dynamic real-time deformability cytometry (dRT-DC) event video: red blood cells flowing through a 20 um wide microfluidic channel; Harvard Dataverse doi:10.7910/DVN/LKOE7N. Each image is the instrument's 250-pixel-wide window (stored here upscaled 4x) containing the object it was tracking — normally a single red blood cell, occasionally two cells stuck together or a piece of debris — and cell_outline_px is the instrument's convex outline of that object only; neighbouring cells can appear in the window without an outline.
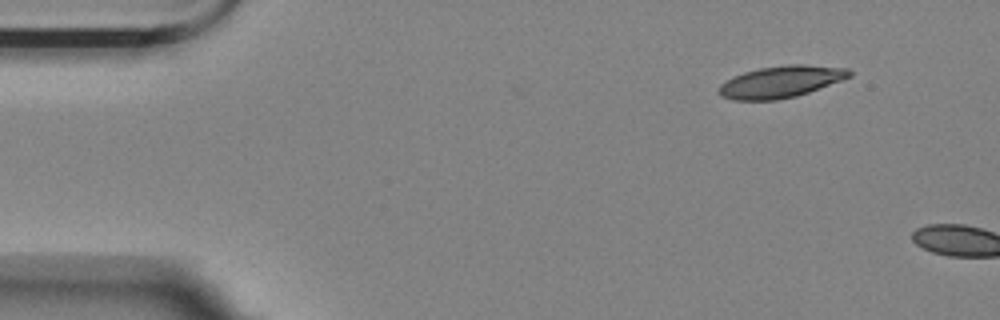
{"species": "Egyptian fruit bat (a non-hibernating species)", "species_latin": "Rousettus aegyptiacus", "temperature_condition": "room temperature", "stored_images_in_passage": 2, "camera_frame_rate_fps": 3000, "um_per_image_px": 0.085, "animal": {"sex": "female"}, "frame": {"image": 1, "passage_image": 2, "time_ms": 0.333, "image_size_px": [1000, 320], "cell_outline_px": [[852, 76], [808, 92], [796, 96], [776, 100], [732, 100], [720, 96], [720, 84], [744, 72], [760, 68], [788, 64], [804, 64], [848, 68], [852, 72]], "centroid_in_image_um": [66.4, 6.95], "position_along_channel_um": 18.6, "area_um2": 23.93}}